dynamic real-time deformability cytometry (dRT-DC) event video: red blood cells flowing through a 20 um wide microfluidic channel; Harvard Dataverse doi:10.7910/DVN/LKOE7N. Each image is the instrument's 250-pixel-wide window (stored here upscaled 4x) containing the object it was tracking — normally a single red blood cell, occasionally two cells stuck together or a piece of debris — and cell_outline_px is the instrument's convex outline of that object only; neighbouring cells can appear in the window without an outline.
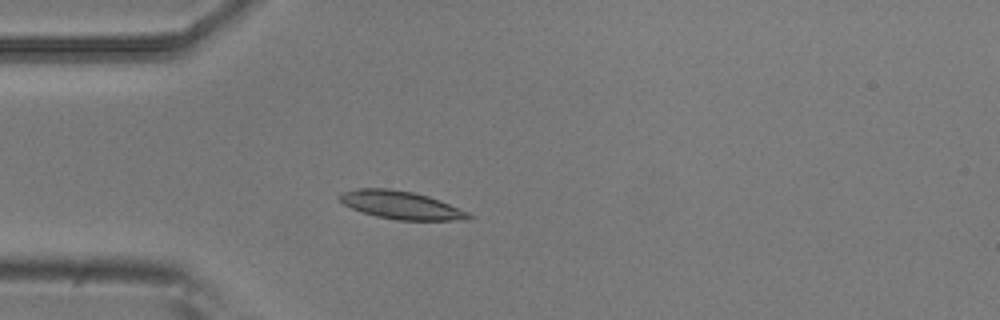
{"species": "common noctule bat (a hibernating species)", "species_latin": "Nyctalus noctula", "temperature_condition": "room temperature", "stored_images_in_passage": 3, "camera_frame_rate_fps": 3000, "um_per_image_px": 0.085, "animal": {"sex": "male", "body_mass_g": 20.5, "forearm_length_mm": 52.5}, "frame": {"image": 1, "passage_image": 3, "time_ms": 0.667, "image_size_px": [1000, 320], "cell_outline_px": [[476, 216], [472, 220], [396, 220], [376, 216], [352, 208], [344, 204], [336, 196], [340, 192], [356, 188], [388, 188], [412, 192], [428, 196], [440, 200], [468, 212]], "centroid_in_image_um": [34.11, 17.43], "position_along_channel_um": 50.9, "area_um2": 21.21}}